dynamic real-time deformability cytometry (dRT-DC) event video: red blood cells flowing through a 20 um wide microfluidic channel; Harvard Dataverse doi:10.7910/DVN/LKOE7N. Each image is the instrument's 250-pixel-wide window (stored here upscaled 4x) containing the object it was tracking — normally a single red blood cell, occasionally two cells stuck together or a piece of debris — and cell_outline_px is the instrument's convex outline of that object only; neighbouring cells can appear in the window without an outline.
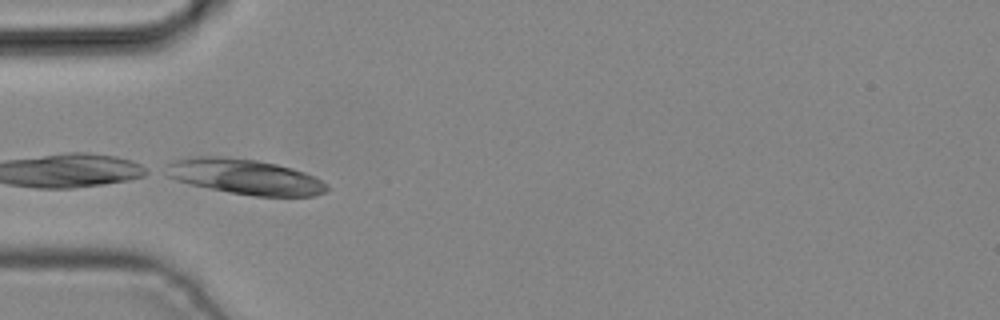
{"species": "common noctule bat (a hibernating species)", "species_latin": "Nyctalus noctula", "temperature_condition": "cold", "stored_images_in_passage": 4, "camera_frame_rate_fps": 3000, "um_per_image_px": 0.085, "animal": {"sex": "male", "body_mass_g": 19.2, "forearm_length_mm": 51.8}, "frame": {"image": 1, "passage_image": 3, "time_ms": 0.667, "image_size_px": [1000, 320], "cell_outline_px": [[328, 188], [324, 192], [312, 196], [256, 196], [232, 192], [192, 184], [176, 180], [160, 172], [172, 160], [196, 156], [224, 156], [256, 160], [276, 164], [292, 168], [304, 172], [328, 184]], "centroid_in_image_um": [20.76, 15.0], "position_along_channel_um": 64.2, "area_um2": 32.89}}